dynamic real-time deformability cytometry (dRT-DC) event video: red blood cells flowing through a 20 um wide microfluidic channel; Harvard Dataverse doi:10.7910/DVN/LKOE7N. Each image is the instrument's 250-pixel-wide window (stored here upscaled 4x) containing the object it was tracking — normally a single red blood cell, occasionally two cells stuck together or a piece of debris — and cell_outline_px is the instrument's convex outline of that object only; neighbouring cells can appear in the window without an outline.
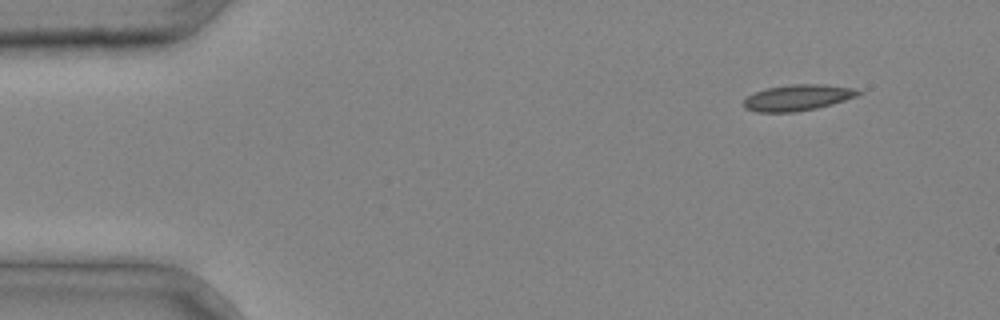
{"species": "common noctule bat (a hibernating species)", "species_latin": "Nyctalus noctula", "temperature_condition": "cold", "stored_images_in_passage": 3, "camera_frame_rate_fps": 3000, "um_per_image_px": 0.085, "animal": {"sex": "male", "body_mass_g": 20.4}, "frame": {"image": 1, "passage_image": 1, "time_ms": 0.0, "image_size_px": [1000, 320], "cell_outline_px": [[864, 92], [856, 96], [832, 104], [816, 108], [796, 112], [756, 112], [744, 108], [744, 100], [748, 96], [756, 92], [768, 88], [792, 84], [824, 84], [856, 88]], "centroid_in_image_um": [67.83, 8.3], "position_along_channel_um": 17.2, "area_um2": 17.34}}
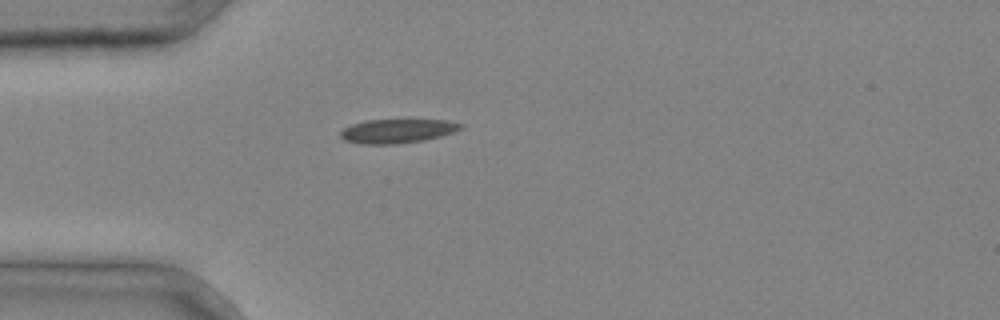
{"frame": {"image": 2, "passage_image": 3, "time_ms": 0.667, "image_size_px": [1000, 320], "cell_outline_px": [[464, 128], [440, 136], [424, 140], [396, 144], [360, 144], [344, 140], [340, 136], [340, 132], [344, 128], [352, 124], [364, 120], [448, 120], [464, 124]], "centroid_in_image_um": [33.77, 11.13], "position_along_channel_um": 51.2, "area_um2": 16.88}}